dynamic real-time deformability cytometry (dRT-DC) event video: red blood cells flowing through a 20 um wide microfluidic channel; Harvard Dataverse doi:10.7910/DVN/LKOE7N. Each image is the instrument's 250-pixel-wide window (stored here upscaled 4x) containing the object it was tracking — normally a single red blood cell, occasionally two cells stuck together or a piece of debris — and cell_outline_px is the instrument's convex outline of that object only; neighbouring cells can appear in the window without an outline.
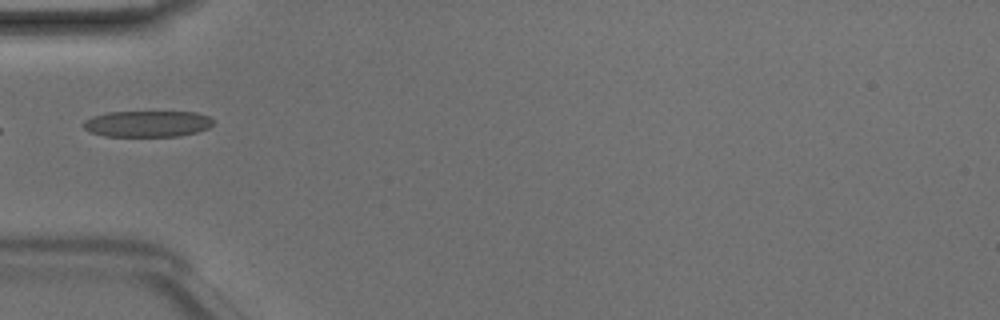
{"species": "Egyptian fruit bat (a non-hibernating species)", "species_latin": "Rousettus aegyptiacus", "temperature_condition": "room temperature", "stored_images_in_passage": 21, "camera_frame_rate_fps": 3000, "um_per_image_px": 0.085, "animal": {"sex": "male"}, "frame": {"image": 1, "passage_image": 1, "time_ms": 0.0, "image_size_px": [1000, 320], "cell_outline_px": [[212, 124], [208, 128], [196, 132], [180, 136], [104, 136], [88, 132], [84, 128], [84, 120], [92, 116], [108, 112], [196, 112], [208, 116], [212, 120]], "centroid_in_image_um": [12.49, 10.52], "position_along_channel_um": 72.5, "area_um2": 19.83}}